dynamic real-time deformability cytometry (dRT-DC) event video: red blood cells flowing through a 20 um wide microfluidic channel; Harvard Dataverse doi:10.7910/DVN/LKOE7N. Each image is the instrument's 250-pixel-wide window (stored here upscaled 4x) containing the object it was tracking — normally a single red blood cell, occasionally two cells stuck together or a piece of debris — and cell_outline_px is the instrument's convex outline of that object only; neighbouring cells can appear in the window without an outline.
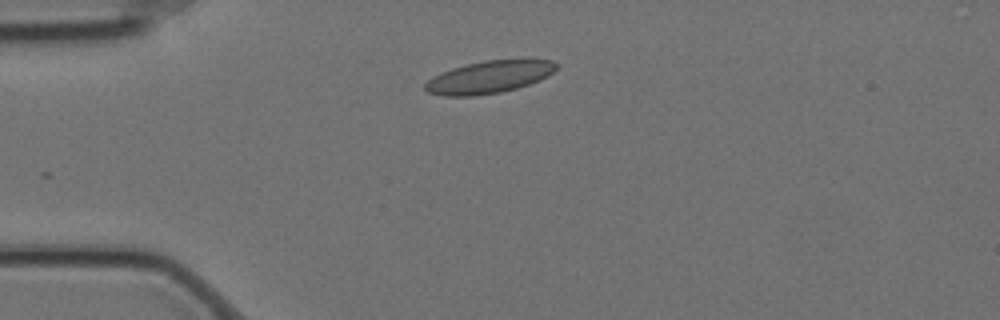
{"species": "Egyptian fruit bat (a non-hibernating species)", "species_latin": "Rousettus aegyptiacus", "temperature_condition": "cold", "stored_images_in_passage": 2, "camera_frame_rate_fps": 3000, "um_per_image_px": 0.085, "animal": {"sex": "female"}, "frame": {"image": 1, "passage_image": 1, "time_ms": 0.0, "image_size_px": [1000, 320], "cell_outline_px": [[560, 64], [548, 76], [540, 80], [516, 88], [500, 92], [472, 96], [444, 96], [428, 92], [424, 88], [424, 84], [432, 76], [440, 72], [452, 68], [484, 60], [528, 56], [552, 60]], "centroid_in_image_um": [41.65, 6.49], "position_along_channel_um": 43.3, "area_um2": 25.61}}